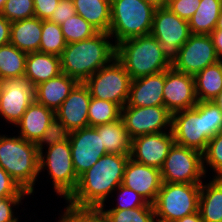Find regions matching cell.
<instances>
[{
	"label": "cell",
	"instance_id": "22",
	"mask_svg": "<svg viewBox=\"0 0 222 222\" xmlns=\"http://www.w3.org/2000/svg\"><path fill=\"white\" fill-rule=\"evenodd\" d=\"M79 82L65 73L35 86V101L56 111Z\"/></svg>",
	"mask_w": 222,
	"mask_h": 222
},
{
	"label": "cell",
	"instance_id": "33",
	"mask_svg": "<svg viewBox=\"0 0 222 222\" xmlns=\"http://www.w3.org/2000/svg\"><path fill=\"white\" fill-rule=\"evenodd\" d=\"M66 44L60 25L49 20H42L39 52L61 56Z\"/></svg>",
	"mask_w": 222,
	"mask_h": 222
},
{
	"label": "cell",
	"instance_id": "44",
	"mask_svg": "<svg viewBox=\"0 0 222 222\" xmlns=\"http://www.w3.org/2000/svg\"><path fill=\"white\" fill-rule=\"evenodd\" d=\"M10 27L11 22L0 14V46L10 43Z\"/></svg>",
	"mask_w": 222,
	"mask_h": 222
},
{
	"label": "cell",
	"instance_id": "5",
	"mask_svg": "<svg viewBox=\"0 0 222 222\" xmlns=\"http://www.w3.org/2000/svg\"><path fill=\"white\" fill-rule=\"evenodd\" d=\"M0 135V166L29 195L39 175V145L22 137Z\"/></svg>",
	"mask_w": 222,
	"mask_h": 222
},
{
	"label": "cell",
	"instance_id": "47",
	"mask_svg": "<svg viewBox=\"0 0 222 222\" xmlns=\"http://www.w3.org/2000/svg\"><path fill=\"white\" fill-rule=\"evenodd\" d=\"M152 4L155 8L166 7L168 2L166 0H144Z\"/></svg>",
	"mask_w": 222,
	"mask_h": 222
},
{
	"label": "cell",
	"instance_id": "16",
	"mask_svg": "<svg viewBox=\"0 0 222 222\" xmlns=\"http://www.w3.org/2000/svg\"><path fill=\"white\" fill-rule=\"evenodd\" d=\"M66 136L70 142L73 167L78 177L107 154L104 145H102L101 135L95 127L88 126L78 129Z\"/></svg>",
	"mask_w": 222,
	"mask_h": 222
},
{
	"label": "cell",
	"instance_id": "26",
	"mask_svg": "<svg viewBox=\"0 0 222 222\" xmlns=\"http://www.w3.org/2000/svg\"><path fill=\"white\" fill-rule=\"evenodd\" d=\"M76 14L82 16L99 32L109 33L111 23L110 0H73Z\"/></svg>",
	"mask_w": 222,
	"mask_h": 222
},
{
	"label": "cell",
	"instance_id": "34",
	"mask_svg": "<svg viewBox=\"0 0 222 222\" xmlns=\"http://www.w3.org/2000/svg\"><path fill=\"white\" fill-rule=\"evenodd\" d=\"M106 205L98 209L105 215L109 222H156L154 207H138L123 210H106Z\"/></svg>",
	"mask_w": 222,
	"mask_h": 222
},
{
	"label": "cell",
	"instance_id": "40",
	"mask_svg": "<svg viewBox=\"0 0 222 222\" xmlns=\"http://www.w3.org/2000/svg\"><path fill=\"white\" fill-rule=\"evenodd\" d=\"M24 196L0 197V222H19L13 207L19 206Z\"/></svg>",
	"mask_w": 222,
	"mask_h": 222
},
{
	"label": "cell",
	"instance_id": "8",
	"mask_svg": "<svg viewBox=\"0 0 222 222\" xmlns=\"http://www.w3.org/2000/svg\"><path fill=\"white\" fill-rule=\"evenodd\" d=\"M201 184L163 182L153 206L156 222H175L198 212Z\"/></svg>",
	"mask_w": 222,
	"mask_h": 222
},
{
	"label": "cell",
	"instance_id": "6",
	"mask_svg": "<svg viewBox=\"0 0 222 222\" xmlns=\"http://www.w3.org/2000/svg\"><path fill=\"white\" fill-rule=\"evenodd\" d=\"M45 144L48 150L44 155ZM44 169L48 170L52 179L54 192L67 200L76 190L79 177L73 167L70 142L66 135L58 134L39 145V172Z\"/></svg>",
	"mask_w": 222,
	"mask_h": 222
},
{
	"label": "cell",
	"instance_id": "17",
	"mask_svg": "<svg viewBox=\"0 0 222 222\" xmlns=\"http://www.w3.org/2000/svg\"><path fill=\"white\" fill-rule=\"evenodd\" d=\"M15 126L20 128V137L37 145L58 135L55 111L36 101L29 105Z\"/></svg>",
	"mask_w": 222,
	"mask_h": 222
},
{
	"label": "cell",
	"instance_id": "12",
	"mask_svg": "<svg viewBox=\"0 0 222 222\" xmlns=\"http://www.w3.org/2000/svg\"><path fill=\"white\" fill-rule=\"evenodd\" d=\"M120 118L131 139L146 134L166 132L171 129L172 114L164 105L151 107L124 106L121 108ZM168 128L169 130H167Z\"/></svg>",
	"mask_w": 222,
	"mask_h": 222
},
{
	"label": "cell",
	"instance_id": "3",
	"mask_svg": "<svg viewBox=\"0 0 222 222\" xmlns=\"http://www.w3.org/2000/svg\"><path fill=\"white\" fill-rule=\"evenodd\" d=\"M111 39L109 33L99 32L90 39L66 44L60 56L62 72L84 83L116 57Z\"/></svg>",
	"mask_w": 222,
	"mask_h": 222
},
{
	"label": "cell",
	"instance_id": "29",
	"mask_svg": "<svg viewBox=\"0 0 222 222\" xmlns=\"http://www.w3.org/2000/svg\"><path fill=\"white\" fill-rule=\"evenodd\" d=\"M222 0H201L189 22L191 34L210 35L216 28Z\"/></svg>",
	"mask_w": 222,
	"mask_h": 222
},
{
	"label": "cell",
	"instance_id": "49",
	"mask_svg": "<svg viewBox=\"0 0 222 222\" xmlns=\"http://www.w3.org/2000/svg\"><path fill=\"white\" fill-rule=\"evenodd\" d=\"M218 106L219 108L222 110V92L219 94V96L213 100Z\"/></svg>",
	"mask_w": 222,
	"mask_h": 222
},
{
	"label": "cell",
	"instance_id": "35",
	"mask_svg": "<svg viewBox=\"0 0 222 222\" xmlns=\"http://www.w3.org/2000/svg\"><path fill=\"white\" fill-rule=\"evenodd\" d=\"M202 158L205 175L208 172L207 165V168L210 167L215 173L213 177H222V132L217 133L209 140L205 151L202 153Z\"/></svg>",
	"mask_w": 222,
	"mask_h": 222
},
{
	"label": "cell",
	"instance_id": "9",
	"mask_svg": "<svg viewBox=\"0 0 222 222\" xmlns=\"http://www.w3.org/2000/svg\"><path fill=\"white\" fill-rule=\"evenodd\" d=\"M131 80L123 64L115 57L90 76L84 84L88 87L91 97L113 102L123 108L128 102Z\"/></svg>",
	"mask_w": 222,
	"mask_h": 222
},
{
	"label": "cell",
	"instance_id": "48",
	"mask_svg": "<svg viewBox=\"0 0 222 222\" xmlns=\"http://www.w3.org/2000/svg\"><path fill=\"white\" fill-rule=\"evenodd\" d=\"M215 30H222V9H221Z\"/></svg>",
	"mask_w": 222,
	"mask_h": 222
},
{
	"label": "cell",
	"instance_id": "24",
	"mask_svg": "<svg viewBox=\"0 0 222 222\" xmlns=\"http://www.w3.org/2000/svg\"><path fill=\"white\" fill-rule=\"evenodd\" d=\"M42 20L31 17L11 22L10 43L25 53L39 51Z\"/></svg>",
	"mask_w": 222,
	"mask_h": 222
},
{
	"label": "cell",
	"instance_id": "20",
	"mask_svg": "<svg viewBox=\"0 0 222 222\" xmlns=\"http://www.w3.org/2000/svg\"><path fill=\"white\" fill-rule=\"evenodd\" d=\"M159 169L140 164L129 158L122 184L140 194L149 204H154L162 186Z\"/></svg>",
	"mask_w": 222,
	"mask_h": 222
},
{
	"label": "cell",
	"instance_id": "45",
	"mask_svg": "<svg viewBox=\"0 0 222 222\" xmlns=\"http://www.w3.org/2000/svg\"><path fill=\"white\" fill-rule=\"evenodd\" d=\"M210 37L215 47V52L219 60L222 61V30H214Z\"/></svg>",
	"mask_w": 222,
	"mask_h": 222
},
{
	"label": "cell",
	"instance_id": "4",
	"mask_svg": "<svg viewBox=\"0 0 222 222\" xmlns=\"http://www.w3.org/2000/svg\"><path fill=\"white\" fill-rule=\"evenodd\" d=\"M116 58L132 80L172 67L171 56L151 34L126 39L116 45Z\"/></svg>",
	"mask_w": 222,
	"mask_h": 222
},
{
	"label": "cell",
	"instance_id": "43",
	"mask_svg": "<svg viewBox=\"0 0 222 222\" xmlns=\"http://www.w3.org/2000/svg\"><path fill=\"white\" fill-rule=\"evenodd\" d=\"M60 0H33L35 17L49 20Z\"/></svg>",
	"mask_w": 222,
	"mask_h": 222
},
{
	"label": "cell",
	"instance_id": "28",
	"mask_svg": "<svg viewBox=\"0 0 222 222\" xmlns=\"http://www.w3.org/2000/svg\"><path fill=\"white\" fill-rule=\"evenodd\" d=\"M198 101H213L222 92V61L207 66L194 76Z\"/></svg>",
	"mask_w": 222,
	"mask_h": 222
},
{
	"label": "cell",
	"instance_id": "32",
	"mask_svg": "<svg viewBox=\"0 0 222 222\" xmlns=\"http://www.w3.org/2000/svg\"><path fill=\"white\" fill-rule=\"evenodd\" d=\"M60 27L67 44L90 39L99 33L96 28L78 14L65 20L60 24Z\"/></svg>",
	"mask_w": 222,
	"mask_h": 222
},
{
	"label": "cell",
	"instance_id": "15",
	"mask_svg": "<svg viewBox=\"0 0 222 222\" xmlns=\"http://www.w3.org/2000/svg\"><path fill=\"white\" fill-rule=\"evenodd\" d=\"M90 100L91 94L88 87L79 82L55 111L58 134L66 135L89 126L88 108Z\"/></svg>",
	"mask_w": 222,
	"mask_h": 222
},
{
	"label": "cell",
	"instance_id": "42",
	"mask_svg": "<svg viewBox=\"0 0 222 222\" xmlns=\"http://www.w3.org/2000/svg\"><path fill=\"white\" fill-rule=\"evenodd\" d=\"M76 14L73 0H60L49 21L60 25Z\"/></svg>",
	"mask_w": 222,
	"mask_h": 222
},
{
	"label": "cell",
	"instance_id": "37",
	"mask_svg": "<svg viewBox=\"0 0 222 222\" xmlns=\"http://www.w3.org/2000/svg\"><path fill=\"white\" fill-rule=\"evenodd\" d=\"M9 22L35 16L33 0H7L1 13Z\"/></svg>",
	"mask_w": 222,
	"mask_h": 222
},
{
	"label": "cell",
	"instance_id": "25",
	"mask_svg": "<svg viewBox=\"0 0 222 222\" xmlns=\"http://www.w3.org/2000/svg\"><path fill=\"white\" fill-rule=\"evenodd\" d=\"M198 211L203 222H222V177L202 182Z\"/></svg>",
	"mask_w": 222,
	"mask_h": 222
},
{
	"label": "cell",
	"instance_id": "41",
	"mask_svg": "<svg viewBox=\"0 0 222 222\" xmlns=\"http://www.w3.org/2000/svg\"><path fill=\"white\" fill-rule=\"evenodd\" d=\"M26 191L11 178V176L0 166V197L26 196Z\"/></svg>",
	"mask_w": 222,
	"mask_h": 222
},
{
	"label": "cell",
	"instance_id": "27",
	"mask_svg": "<svg viewBox=\"0 0 222 222\" xmlns=\"http://www.w3.org/2000/svg\"><path fill=\"white\" fill-rule=\"evenodd\" d=\"M101 135L102 145L111 154L130 155L131 138L126 131L122 119L95 126Z\"/></svg>",
	"mask_w": 222,
	"mask_h": 222
},
{
	"label": "cell",
	"instance_id": "46",
	"mask_svg": "<svg viewBox=\"0 0 222 222\" xmlns=\"http://www.w3.org/2000/svg\"><path fill=\"white\" fill-rule=\"evenodd\" d=\"M175 222H203L201 219V215L198 212H195L191 215L185 216L179 220H176Z\"/></svg>",
	"mask_w": 222,
	"mask_h": 222
},
{
	"label": "cell",
	"instance_id": "30",
	"mask_svg": "<svg viewBox=\"0 0 222 222\" xmlns=\"http://www.w3.org/2000/svg\"><path fill=\"white\" fill-rule=\"evenodd\" d=\"M27 53L11 43L0 46V81L25 74Z\"/></svg>",
	"mask_w": 222,
	"mask_h": 222
},
{
	"label": "cell",
	"instance_id": "19",
	"mask_svg": "<svg viewBox=\"0 0 222 222\" xmlns=\"http://www.w3.org/2000/svg\"><path fill=\"white\" fill-rule=\"evenodd\" d=\"M163 99L164 106L171 114L193 108L198 102L194 76L173 67L165 70Z\"/></svg>",
	"mask_w": 222,
	"mask_h": 222
},
{
	"label": "cell",
	"instance_id": "31",
	"mask_svg": "<svg viewBox=\"0 0 222 222\" xmlns=\"http://www.w3.org/2000/svg\"><path fill=\"white\" fill-rule=\"evenodd\" d=\"M121 108L110 101L91 97L88 108V122L90 127L106 124L120 119Z\"/></svg>",
	"mask_w": 222,
	"mask_h": 222
},
{
	"label": "cell",
	"instance_id": "36",
	"mask_svg": "<svg viewBox=\"0 0 222 222\" xmlns=\"http://www.w3.org/2000/svg\"><path fill=\"white\" fill-rule=\"evenodd\" d=\"M58 222H109L98 208H75L66 205Z\"/></svg>",
	"mask_w": 222,
	"mask_h": 222
},
{
	"label": "cell",
	"instance_id": "13",
	"mask_svg": "<svg viewBox=\"0 0 222 222\" xmlns=\"http://www.w3.org/2000/svg\"><path fill=\"white\" fill-rule=\"evenodd\" d=\"M35 101V86L24 76L0 81V116L16 125Z\"/></svg>",
	"mask_w": 222,
	"mask_h": 222
},
{
	"label": "cell",
	"instance_id": "39",
	"mask_svg": "<svg viewBox=\"0 0 222 222\" xmlns=\"http://www.w3.org/2000/svg\"><path fill=\"white\" fill-rule=\"evenodd\" d=\"M201 0H170L167 7L183 20L189 21Z\"/></svg>",
	"mask_w": 222,
	"mask_h": 222
},
{
	"label": "cell",
	"instance_id": "23",
	"mask_svg": "<svg viewBox=\"0 0 222 222\" xmlns=\"http://www.w3.org/2000/svg\"><path fill=\"white\" fill-rule=\"evenodd\" d=\"M60 73H62L60 56L39 51L27 54L24 77L34 86Z\"/></svg>",
	"mask_w": 222,
	"mask_h": 222
},
{
	"label": "cell",
	"instance_id": "38",
	"mask_svg": "<svg viewBox=\"0 0 222 222\" xmlns=\"http://www.w3.org/2000/svg\"><path fill=\"white\" fill-rule=\"evenodd\" d=\"M114 191L119 192L117 196L119 197V199H117L118 203L109 210H128L138 207H154L152 204H149L140 194L124 186L123 184L119 185Z\"/></svg>",
	"mask_w": 222,
	"mask_h": 222
},
{
	"label": "cell",
	"instance_id": "1",
	"mask_svg": "<svg viewBox=\"0 0 222 222\" xmlns=\"http://www.w3.org/2000/svg\"><path fill=\"white\" fill-rule=\"evenodd\" d=\"M130 155H103L80 177L76 190L66 200L75 208H99L105 204L109 195L122 184L124 170Z\"/></svg>",
	"mask_w": 222,
	"mask_h": 222
},
{
	"label": "cell",
	"instance_id": "10",
	"mask_svg": "<svg viewBox=\"0 0 222 222\" xmlns=\"http://www.w3.org/2000/svg\"><path fill=\"white\" fill-rule=\"evenodd\" d=\"M162 182L202 184L206 177L203 169L202 153L178 145L171 147L160 169Z\"/></svg>",
	"mask_w": 222,
	"mask_h": 222
},
{
	"label": "cell",
	"instance_id": "2",
	"mask_svg": "<svg viewBox=\"0 0 222 222\" xmlns=\"http://www.w3.org/2000/svg\"><path fill=\"white\" fill-rule=\"evenodd\" d=\"M171 130L176 144L203 153L209 140L222 132V110L214 101H198L172 114Z\"/></svg>",
	"mask_w": 222,
	"mask_h": 222
},
{
	"label": "cell",
	"instance_id": "21",
	"mask_svg": "<svg viewBox=\"0 0 222 222\" xmlns=\"http://www.w3.org/2000/svg\"><path fill=\"white\" fill-rule=\"evenodd\" d=\"M165 71L131 80L125 106L151 107L164 105Z\"/></svg>",
	"mask_w": 222,
	"mask_h": 222
},
{
	"label": "cell",
	"instance_id": "18",
	"mask_svg": "<svg viewBox=\"0 0 222 222\" xmlns=\"http://www.w3.org/2000/svg\"><path fill=\"white\" fill-rule=\"evenodd\" d=\"M175 143L173 132L151 133L131 139L130 158L137 163L161 169Z\"/></svg>",
	"mask_w": 222,
	"mask_h": 222
},
{
	"label": "cell",
	"instance_id": "14",
	"mask_svg": "<svg viewBox=\"0 0 222 222\" xmlns=\"http://www.w3.org/2000/svg\"><path fill=\"white\" fill-rule=\"evenodd\" d=\"M150 34L172 58L189 39L191 32L189 22L178 17L166 6L155 9Z\"/></svg>",
	"mask_w": 222,
	"mask_h": 222
},
{
	"label": "cell",
	"instance_id": "11",
	"mask_svg": "<svg viewBox=\"0 0 222 222\" xmlns=\"http://www.w3.org/2000/svg\"><path fill=\"white\" fill-rule=\"evenodd\" d=\"M218 61L220 60L210 35L191 34L172 57V67L179 72L195 76Z\"/></svg>",
	"mask_w": 222,
	"mask_h": 222
},
{
	"label": "cell",
	"instance_id": "7",
	"mask_svg": "<svg viewBox=\"0 0 222 222\" xmlns=\"http://www.w3.org/2000/svg\"><path fill=\"white\" fill-rule=\"evenodd\" d=\"M111 23L109 35L114 44L148 35L152 29L155 7L144 0H110Z\"/></svg>",
	"mask_w": 222,
	"mask_h": 222
},
{
	"label": "cell",
	"instance_id": "50",
	"mask_svg": "<svg viewBox=\"0 0 222 222\" xmlns=\"http://www.w3.org/2000/svg\"><path fill=\"white\" fill-rule=\"evenodd\" d=\"M7 0H0V14L2 13V11H3V8H4V5H5V2H6Z\"/></svg>",
	"mask_w": 222,
	"mask_h": 222
}]
</instances>
